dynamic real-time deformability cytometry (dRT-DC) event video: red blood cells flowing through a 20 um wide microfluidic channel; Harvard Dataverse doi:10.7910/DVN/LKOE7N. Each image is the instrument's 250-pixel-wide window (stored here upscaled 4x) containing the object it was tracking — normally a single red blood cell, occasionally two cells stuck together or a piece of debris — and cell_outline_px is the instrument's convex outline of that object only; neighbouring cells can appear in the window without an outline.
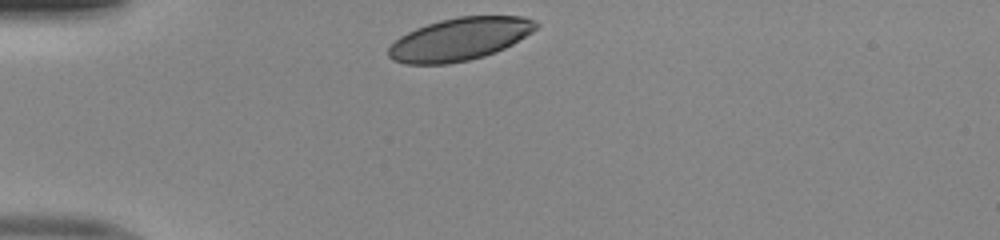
{"species": "human", "species_latin": "Homo sapiens", "temperature_condition": "room temperature", "stored_images_in_passage": 30, "camera_frame_rate_fps": 3000, "um_per_image_px": 0.085, "donor": {"sex": "male"}, "frame": {"image": 1, "passage_image": 1, "time_ms": 0.0, "image_size_px": [1000, 240], "cell_outline_px": [[540, 24], [532, 32], [512, 44], [496, 52], [484, 56], [468, 60], [448, 64], [404, 64], [392, 60], [388, 56], [388, 48], [400, 36], [416, 28], [440, 20], [460, 16], [524, 16]], "centroid_in_image_um": [39.06, 3.33], "position_along_channel_um": 45.9, "area_um2": 36.59}}
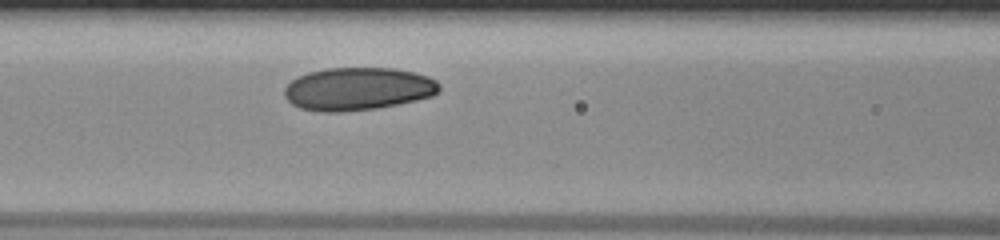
{"frame": {"image": 2, "passage_image": 10, "time_ms": 3.0, "image_size_px": [1000, 240], "cell_outline_px": [[440, 92], [432, 96], [416, 100], [376, 108], [340, 112], [320, 112], [300, 108], [292, 104], [284, 96], [284, 88], [296, 76], [308, 72], [328, 68], [396, 68], [416, 72], [428, 76], [436, 80], [440, 84]], "centroid_in_image_um": [30.43, 7.55], "position_along_channel_um": 136.2, "area_um2": 38.96}}
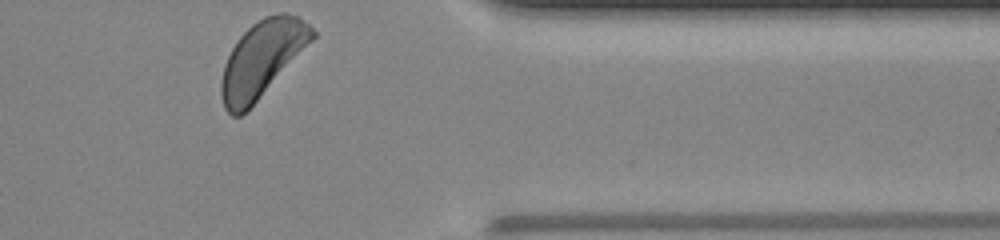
{"frame": {"image": 3, "passage_image": 30, "time_ms": 9.667, "image_size_px": [1000, 240], "cell_outline_px": [[316, 36], [256, 100], [240, 116], [232, 116], [224, 108], [220, 92], [220, 80], [224, 64], [236, 40], [252, 24], [264, 16], [280, 12], [284, 12], [296, 16], [308, 24], [316, 32]], "centroid_in_image_um": [22.23, 4.98], "position_along_channel_um": 389.2, "area_um2": 39.48}, "authors_computed_cell_mechanics": {"area_um2": 38.6393, "velocity_mm_per_s": 3.9832, "shape_relaxation_time_tau1_ms": 2.5254, "shape_relaxation_time_tau2_ms": null, "deformation_change_tau1": 0.0891, "deformation_change_tau2": null}}